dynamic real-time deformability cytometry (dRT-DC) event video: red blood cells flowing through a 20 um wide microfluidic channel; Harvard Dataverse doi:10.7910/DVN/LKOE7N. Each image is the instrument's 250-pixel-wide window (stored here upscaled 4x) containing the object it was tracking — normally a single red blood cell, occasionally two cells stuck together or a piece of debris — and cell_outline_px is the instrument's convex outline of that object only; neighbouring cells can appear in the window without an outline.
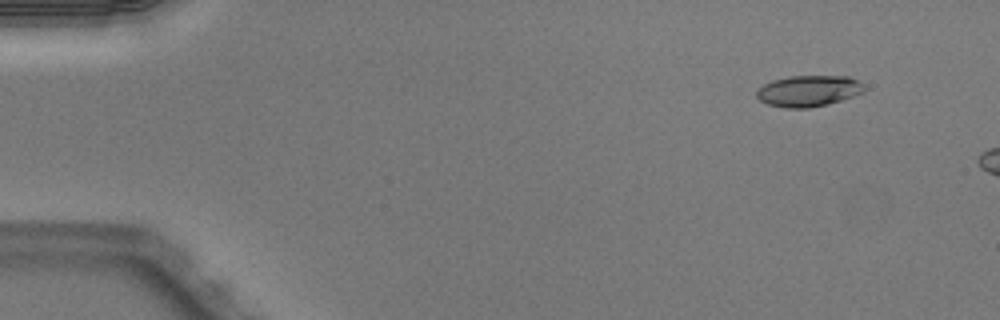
{"species": "Egyptian fruit bat (a non-hibernating species)", "species_latin": "Rousettus aegyptiacus", "temperature_condition": "warm", "stored_images_in_passage": 10, "camera_frame_rate_fps": 3000, "um_per_image_px": 0.085, "animal": {"sex": "male"}, "frame": {"image": 1, "passage_image": 5, "time_ms": 1.333, "image_size_px": [1000, 320], "cell_outline_px": [[864, 92], [828, 104], [808, 108], [788, 108], [768, 104], [760, 100], [756, 96], [756, 92], [764, 84], [772, 80], [788, 76], [848, 76], [864, 84]], "centroid_in_image_um": [68.72, 7.72], "position_along_channel_um": 16.3, "area_um2": 19.42}}